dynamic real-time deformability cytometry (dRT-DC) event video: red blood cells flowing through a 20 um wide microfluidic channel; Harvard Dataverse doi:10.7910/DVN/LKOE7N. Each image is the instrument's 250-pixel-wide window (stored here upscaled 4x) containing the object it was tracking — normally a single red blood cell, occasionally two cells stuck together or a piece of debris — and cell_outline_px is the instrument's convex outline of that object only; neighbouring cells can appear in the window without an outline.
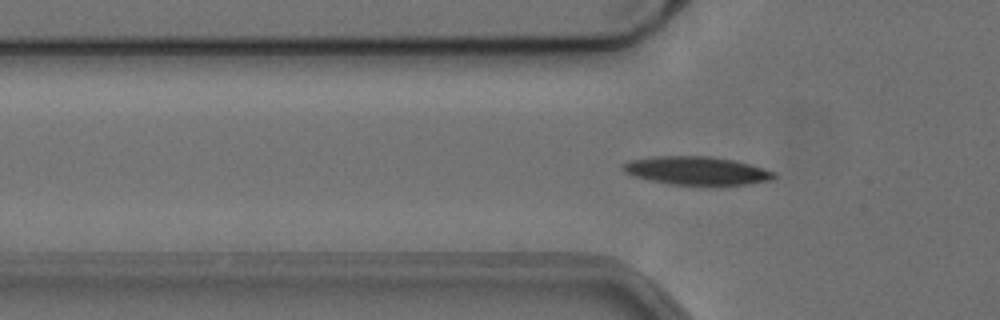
{"species": "common noctule bat (a hibernating species)", "species_latin": "Nyctalus noctula", "temperature_condition": "cold", "stored_images_in_passage": 3, "camera_frame_rate_fps": 3000, "um_per_image_px": 0.085, "animal": {"sex": "female", "body_mass_g": 24.6, "forearm_length_mm": 56.2}, "frame": {"image": 1, "passage_image": 3, "time_ms": 0.667, "image_size_px": [1000, 320], "cell_outline_px": [[776, 176], [772, 180], [748, 184], [668, 184], [636, 176], [624, 172], [620, 168], [620, 164], [632, 160], [656, 156], [712, 156], [732, 160], [748, 164], [776, 172]], "centroid_in_image_um": [59.2, 14.49], "position_along_channel_um": 66.6, "area_um2": 24.57}}